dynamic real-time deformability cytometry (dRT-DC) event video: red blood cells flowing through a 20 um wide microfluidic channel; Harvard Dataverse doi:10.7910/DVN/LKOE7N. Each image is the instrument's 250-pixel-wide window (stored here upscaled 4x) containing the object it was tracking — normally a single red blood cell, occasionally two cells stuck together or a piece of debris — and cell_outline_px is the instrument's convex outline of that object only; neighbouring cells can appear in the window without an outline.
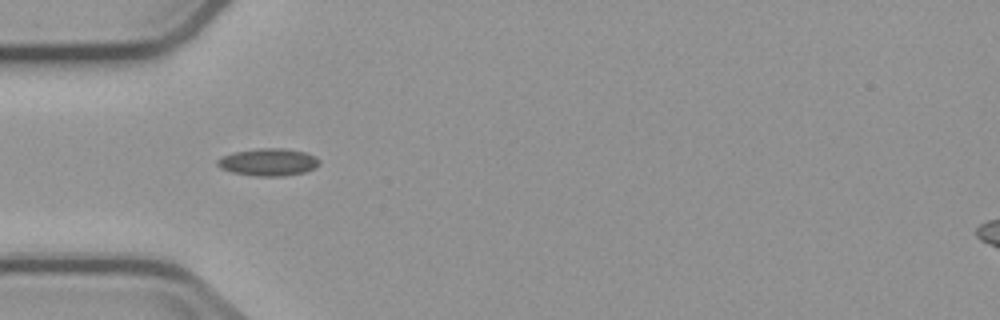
{"species": "common noctule bat (a hibernating species)", "species_latin": "Nyctalus noctula", "temperature_condition": "cold", "stored_images_in_passage": 5, "camera_frame_rate_fps": 3000, "um_per_image_px": 0.085, "animal": {"sex": "male", "body_mass_g": 23.1, "forearm_length_mm": 52.7}, "frame": {"image": 1, "passage_image": 4, "time_ms": 3.667, "image_size_px": [1000, 320], "cell_outline_px": [[320, 164], [304, 172], [284, 176], [256, 176], [232, 172], [220, 168], [216, 164], [216, 160], [232, 152], [256, 148], [284, 148], [304, 152], [316, 156], [320, 160]], "centroid_in_image_um": [22.79, 13.77], "position_along_channel_um": 62.2, "area_um2": 16.3}}
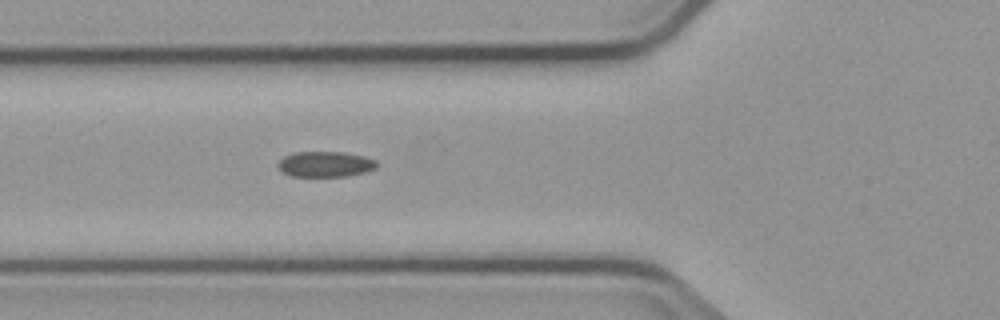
{"frame": {"image": 2, "passage_image": 5, "time_ms": 4.667, "image_size_px": [1000, 320], "cell_outline_px": [[376, 168], [364, 172], [348, 176], [292, 176], [280, 172], [276, 168], [276, 164], [284, 156], [296, 152], [344, 152], [364, 156], [376, 160]], "centroid_in_image_um": [27.6, 13.96], "position_along_channel_um": 98.2, "area_um2": 14.8}}